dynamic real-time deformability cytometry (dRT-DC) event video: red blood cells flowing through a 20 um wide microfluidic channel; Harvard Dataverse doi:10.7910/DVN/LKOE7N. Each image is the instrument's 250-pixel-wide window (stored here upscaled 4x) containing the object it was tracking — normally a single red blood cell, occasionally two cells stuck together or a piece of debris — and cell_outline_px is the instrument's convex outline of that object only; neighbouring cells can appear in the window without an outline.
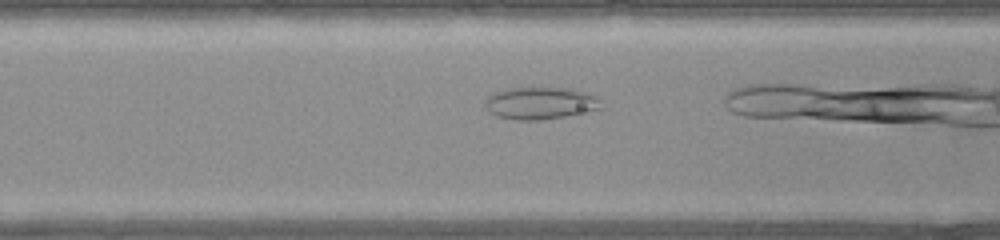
{"species": "common noctule bat (a hibernating species)", "species_latin": "Nyctalus noctula", "temperature_condition": "warm", "stored_images_in_passage": 23, "camera_frame_rate_fps": 3000, "um_per_image_px": 0.085, "animal": {"sex": "female", "body_mass_g": 22.0, "forearm_length_mm": 56.7}, "frame": {"image": 1, "passage_image": 7, "time_ms": 2.0, "image_size_px": [1000, 240], "cell_outline_px": [[600, 108], [588, 112], [540, 120], [520, 120], [496, 116], [484, 104], [484, 100], [488, 96], [496, 92], [508, 88], [572, 88], [596, 96], [600, 100]], "centroid_in_image_um": [45.93, 8.76], "position_along_channel_um": 120.7, "area_um2": 21.56}}